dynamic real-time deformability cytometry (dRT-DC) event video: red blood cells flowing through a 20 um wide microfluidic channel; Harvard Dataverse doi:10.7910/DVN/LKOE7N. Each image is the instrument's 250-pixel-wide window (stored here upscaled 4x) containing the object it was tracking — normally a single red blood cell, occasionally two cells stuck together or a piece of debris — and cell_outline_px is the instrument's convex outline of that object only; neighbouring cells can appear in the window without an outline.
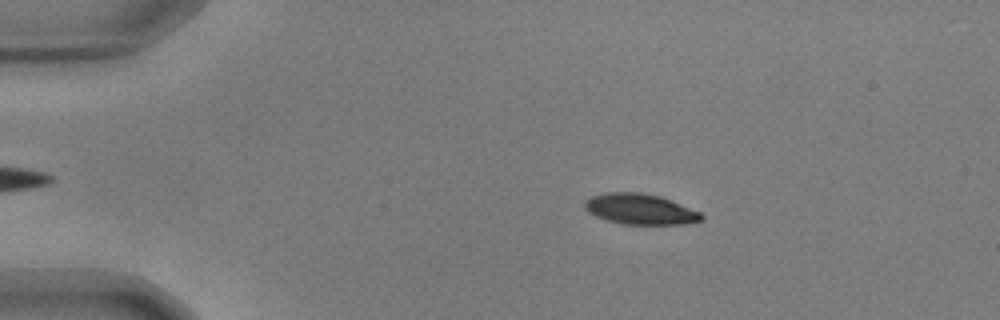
{"species": "common noctule bat (a hibernating species)", "species_latin": "Nyctalus noctula", "temperature_condition": "warm", "stored_images_in_passage": 8, "camera_frame_rate_fps": 3000, "um_per_image_px": 0.085, "animal": {"sex": "male", "body_mass_g": 17.9, "forearm_length_mm": 54.2}, "frame": {"image": 1, "passage_image": 3, "time_ms": 0.667, "image_size_px": [1000, 320], "cell_outline_px": [[704, 220], [684, 224], [624, 224], [608, 220], [596, 216], [588, 212], [584, 208], [584, 200], [592, 196], [608, 192], [640, 192], [660, 196], [700, 212], [704, 216]], "centroid_in_image_um": [54.4, 17.77], "position_along_channel_um": 30.6, "area_um2": 20.75}}